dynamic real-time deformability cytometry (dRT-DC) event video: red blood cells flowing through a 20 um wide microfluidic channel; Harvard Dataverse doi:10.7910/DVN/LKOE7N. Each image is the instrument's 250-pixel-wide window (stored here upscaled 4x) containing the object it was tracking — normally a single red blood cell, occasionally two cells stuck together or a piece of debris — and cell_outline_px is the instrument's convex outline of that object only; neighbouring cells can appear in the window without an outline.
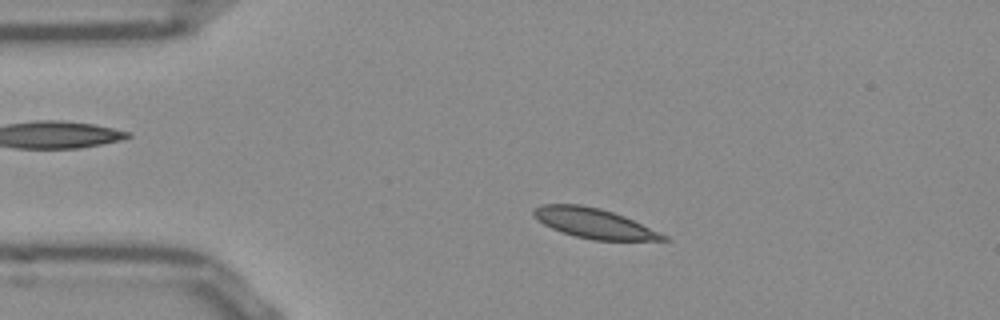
{"species": "Egyptian fruit bat (a non-hibernating species)", "species_latin": "Rousettus aegyptiacus", "temperature_condition": "room temperature", "stored_images_in_passage": 51, "camera_frame_rate_fps": 3000, "um_per_image_px": 0.085, "frame": {"image": 1, "passage_image": 9, "time_ms": 2.667, "image_size_px": [1000, 320], "cell_outline_px": [[668, 240], [592, 240], [576, 236], [552, 228], [544, 224], [532, 212], [536, 208], [544, 204], [580, 204], [600, 208], [624, 216], [668, 236]], "centroid_in_image_um": [50.52, 18.98], "position_along_channel_um": 34.5, "area_um2": 22.08}}
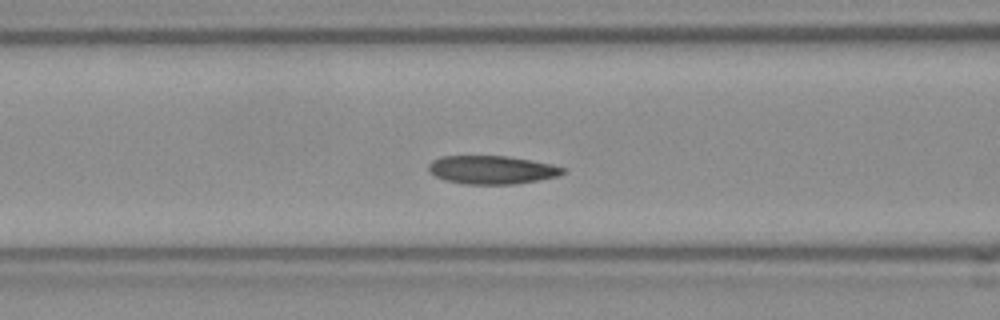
{"frame": {"image": 2, "passage_image": 19, "time_ms": 6.0, "image_size_px": [1000, 320], "cell_outline_px": [[568, 168], [564, 172], [556, 176], [536, 180], [512, 184], [464, 184], [444, 180], [428, 172], [428, 164], [432, 160], [440, 156], [508, 156], [552, 164]], "centroid_in_image_um": [41.77, 14.43], "position_along_channel_um": 124.8, "area_um2": 22.2}}
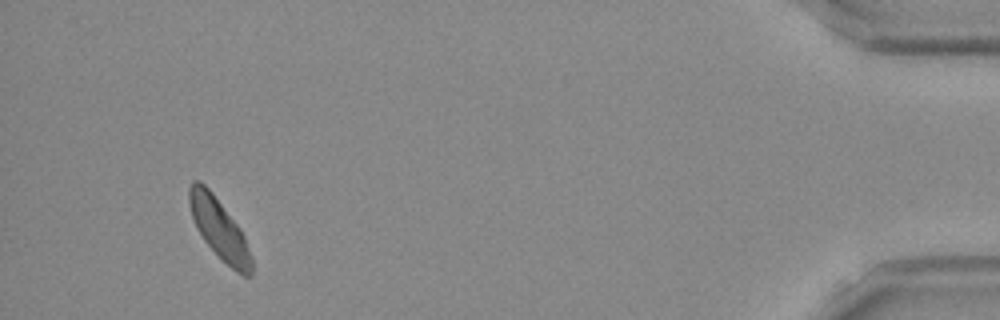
{"frame": {"image": 3, "passage_image": 48, "time_ms": 15.667, "image_size_px": [1000, 320], "cell_outline_px": [[252, 276], [244, 276], [236, 272], [204, 240], [192, 216], [188, 204], [188, 188], [192, 180], [200, 180], [212, 192], [240, 228], [244, 236], [252, 260]], "centroid_in_image_um": [18.62, 19.41], "position_along_channel_um": 416.6, "area_um2": 21.44}, "authors_computed_cell_mechanics": {"area_um2": 22.1952, "velocity_mm_per_s": 3.7987, "shape_relaxation_time_tau1_ms": 3.9086, "shape_relaxation_time_tau2_ms": 4.3652, "deformation_change_tau1": 0.1047, "deformation_change_tau2": 0.0904}}